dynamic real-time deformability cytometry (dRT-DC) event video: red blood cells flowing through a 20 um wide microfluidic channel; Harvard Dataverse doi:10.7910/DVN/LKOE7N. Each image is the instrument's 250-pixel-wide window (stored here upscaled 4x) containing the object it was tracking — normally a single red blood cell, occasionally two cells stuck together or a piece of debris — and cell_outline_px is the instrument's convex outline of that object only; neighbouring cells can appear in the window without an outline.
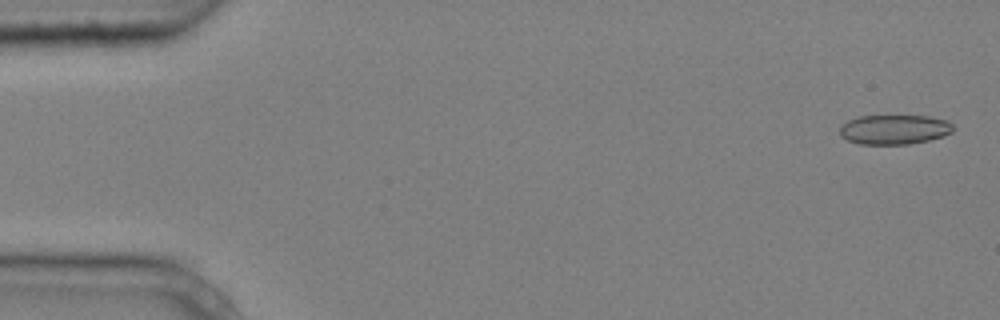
{"species": "common noctule bat (a hibernating species)", "species_latin": "Nyctalus noctula", "temperature_condition": "cold", "stored_images_in_passage": 5, "camera_frame_rate_fps": 3000, "um_per_image_px": 0.085, "animal": {"sex": "male", "body_mass_g": 20.4}, "frame": {"image": 1, "passage_image": 1, "time_ms": 0.0, "image_size_px": [1000, 320], "cell_outline_px": [[952, 132], [944, 136], [928, 140], [908, 144], [860, 144], [848, 140], [840, 136], [840, 128], [848, 120], [860, 116], [928, 116], [948, 120], [952, 124]], "centroid_in_image_um": [76.03, 11.01], "position_along_channel_um": 9.0, "area_um2": 19.48}}
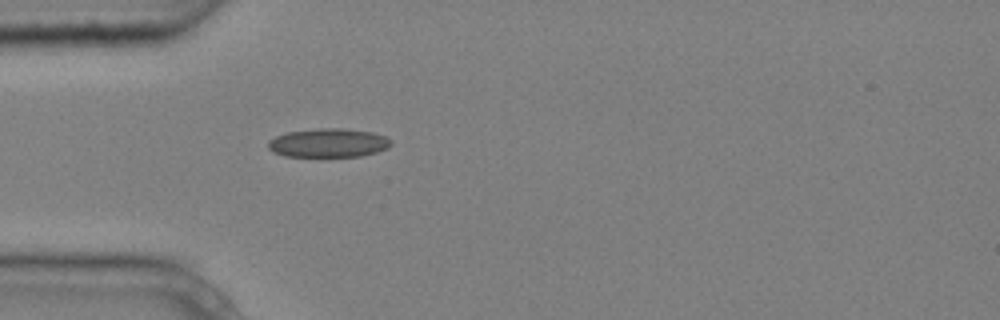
{"frame": {"image": 2, "passage_image": 5, "time_ms": 1.333, "image_size_px": [1000, 320], "cell_outline_px": [[392, 144], [388, 148], [376, 152], [360, 156], [284, 156], [272, 152], [268, 148], [268, 140], [276, 136], [288, 132], [316, 128], [344, 128], [372, 132], [384, 136], [392, 140]], "centroid_in_image_um": [27.91, 12.14], "position_along_channel_um": 57.1, "area_um2": 20.69}}